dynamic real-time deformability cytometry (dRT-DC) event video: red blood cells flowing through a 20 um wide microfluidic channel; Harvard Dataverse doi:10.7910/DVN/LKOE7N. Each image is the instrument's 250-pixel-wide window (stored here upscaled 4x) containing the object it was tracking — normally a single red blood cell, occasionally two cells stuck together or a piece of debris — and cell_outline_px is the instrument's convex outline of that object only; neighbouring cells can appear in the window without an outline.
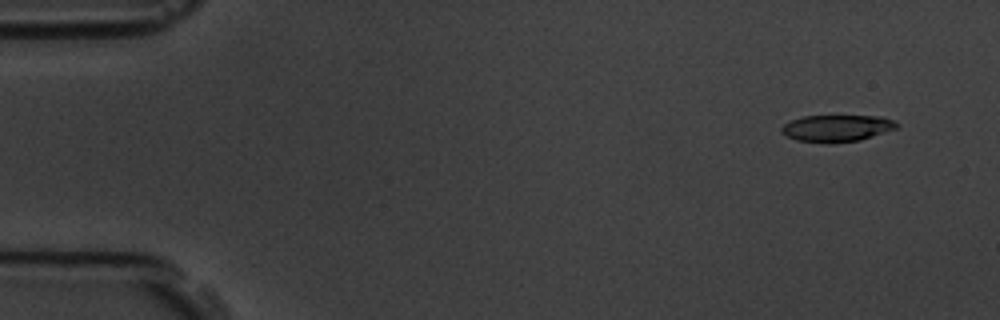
{"species": "common noctule bat (a hibernating species)", "species_latin": "Nyctalus noctula", "temperature_condition": "room temperature", "stored_images_in_passage": 5, "camera_frame_rate_fps": 3000, "um_per_image_px": 0.085, "animal": {"sex": "male", "body_mass_g": 19.5, "forearm_length_mm": 54.6}, "frame": {"image": 1, "passage_image": 1, "time_ms": 0.0, "image_size_px": [1000, 320], "cell_outline_px": [[900, 124], [896, 128], [860, 140], [828, 144], [820, 144], [796, 140], [784, 136], [780, 132], [780, 128], [784, 124], [792, 120], [804, 116], [884, 116]], "centroid_in_image_um": [71.08, 10.91], "position_along_channel_um": 13.9, "area_um2": 18.26}}
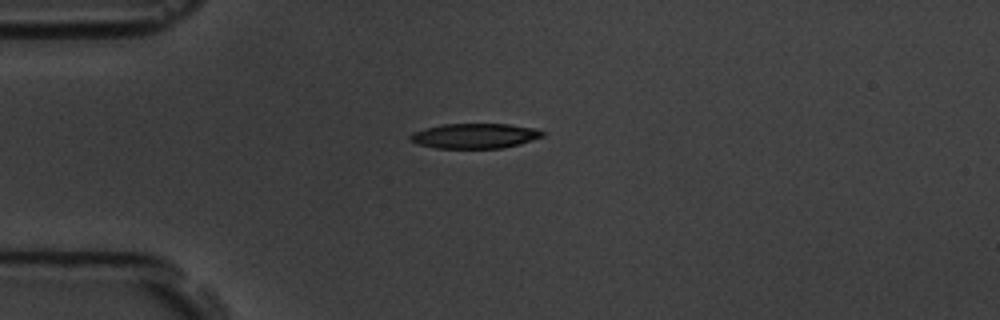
{"frame": {"image": 2, "passage_image": 3, "time_ms": 3.333, "image_size_px": [1000, 320], "cell_outline_px": [[544, 136], [520, 144], [500, 148], [436, 148], [416, 144], [408, 140], [408, 136], [412, 132], [424, 128], [444, 124], [508, 124], [536, 128], [544, 132]], "centroid_in_image_um": [40.31, 11.55], "position_along_channel_um": 44.7, "area_um2": 19.42}}
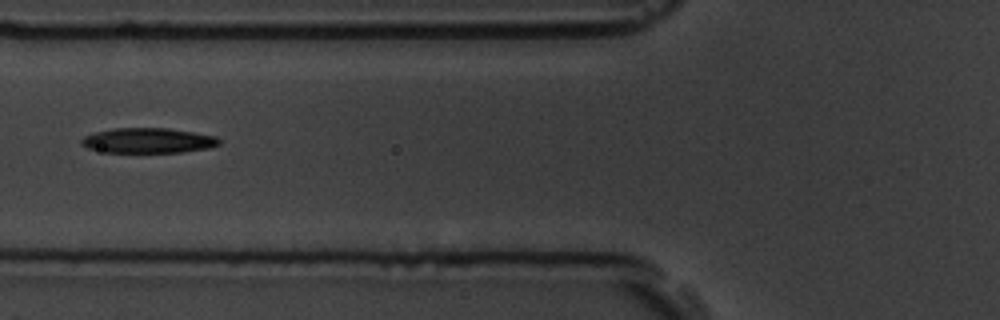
{"frame": {"image": 3, "passage_image": 5, "time_ms": 5.667, "image_size_px": [1000, 320], "cell_outline_px": [[220, 144], [212, 148], [184, 152], [104, 152], [88, 148], [80, 144], [80, 140], [84, 136], [96, 132], [112, 128], [168, 128], [216, 136], [220, 140]], "centroid_in_image_um": [12.6, 11.95], "position_along_channel_um": 113.2, "area_um2": 20.23}}